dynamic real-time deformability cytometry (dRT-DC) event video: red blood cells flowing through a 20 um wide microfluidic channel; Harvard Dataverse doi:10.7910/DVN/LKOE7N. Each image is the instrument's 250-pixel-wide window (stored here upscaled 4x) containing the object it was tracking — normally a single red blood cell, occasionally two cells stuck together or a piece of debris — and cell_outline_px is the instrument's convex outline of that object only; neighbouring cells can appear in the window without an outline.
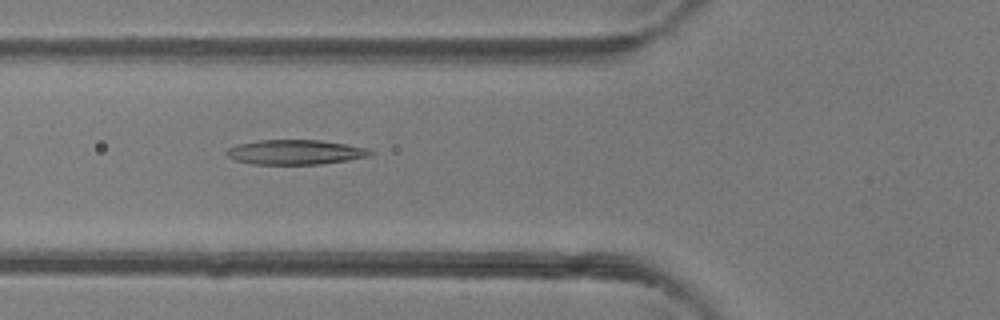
{"species": "common noctule bat (a hibernating species)", "species_latin": "Nyctalus noctula", "temperature_condition": "room temperature", "stored_images_in_passage": 34, "camera_frame_rate_fps": 3000, "um_per_image_px": 0.085, "animal": {"sex": "female"}, "frame": {"image": 1, "passage_image": 5, "time_ms": 1.333, "image_size_px": [1000, 320], "cell_outline_px": [[376, 152], [372, 156], [348, 160], [320, 164], [252, 164], [236, 160], [228, 156], [224, 152], [228, 148], [236, 144], [260, 140], [320, 140], [368, 148]], "centroid_in_image_um": [25.13, 12.93], "position_along_channel_um": 100.7, "area_um2": 20.81}}
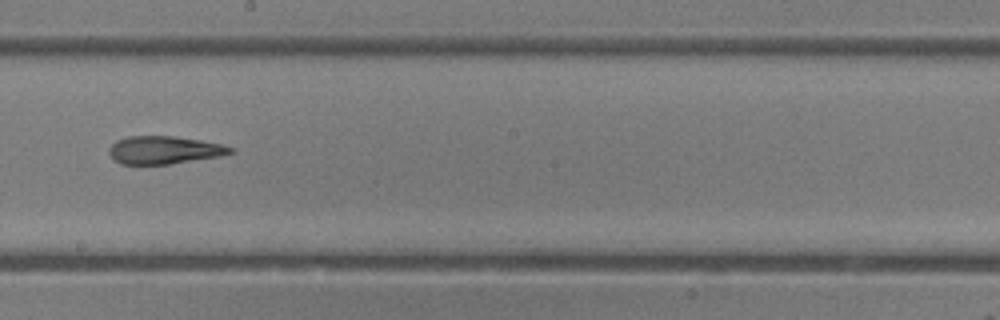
{"frame": {"image": 2, "passage_image": 14, "time_ms": 4.333, "image_size_px": [1000, 320], "cell_outline_px": [[236, 152], [220, 156], [168, 164], [120, 164], [112, 160], [108, 152], [108, 148], [116, 140], [128, 136], [172, 136], [200, 140], [224, 144], [236, 148]], "centroid_in_image_um": [13.96, 12.75], "position_along_channel_um": 234.2, "area_um2": 19.94}}
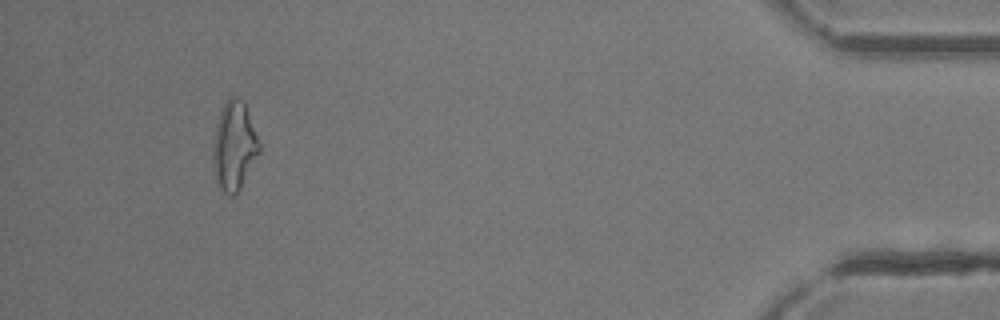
{"frame": {"image": 3, "passage_image": 31, "time_ms": 10.0, "image_size_px": [1000, 320], "cell_outline_px": [[260, 152], [240, 188], [232, 196], [228, 196], [220, 188], [216, 176], [212, 156], [212, 148], [216, 124], [220, 108], [224, 100], [228, 96], [236, 96], [244, 100], [260, 144]], "centroid_in_image_um": [19.89, 12.33], "position_along_channel_um": 415.3, "area_um2": 24.04}, "authors_computed_cell_mechanics": {"area_um2": 20.6924, "velocity_mm_per_s": 4.4305, "shape_relaxation_time_tau1_ms": 7.2512, "shape_relaxation_time_tau2_ms": 3.9755, "deformation_change_tau1": 0.2169, "deformation_change_tau2": 0.1648}}